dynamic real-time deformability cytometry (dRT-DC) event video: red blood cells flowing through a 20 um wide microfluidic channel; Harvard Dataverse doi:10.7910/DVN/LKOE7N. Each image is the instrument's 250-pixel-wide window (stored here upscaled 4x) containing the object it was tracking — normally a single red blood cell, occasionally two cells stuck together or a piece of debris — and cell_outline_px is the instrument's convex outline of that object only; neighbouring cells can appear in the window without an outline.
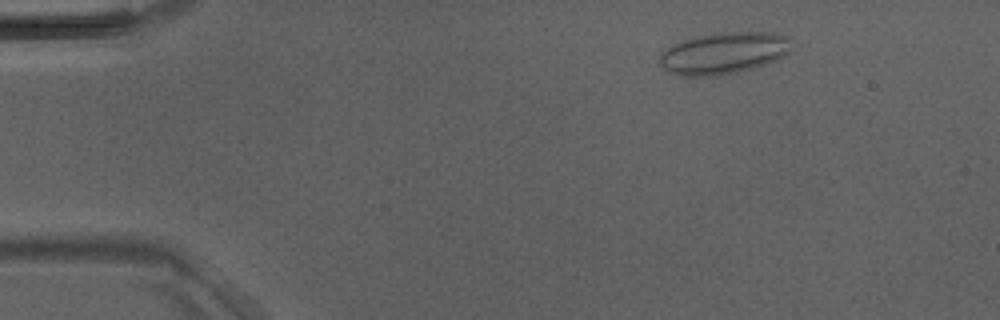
{"species": "Egyptian fruit bat (a non-hibernating species)", "species_latin": "Rousettus aegyptiacus", "temperature_condition": "room temperature", "stored_images_in_passage": 43, "camera_frame_rate_fps": 3000, "um_per_image_px": 0.085, "animal": {"sex": "male"}, "frame": {"image": 1, "passage_image": 5, "time_ms": 1.333, "image_size_px": [1000, 320], "cell_outline_px": [[792, 48], [788, 52], [776, 60], [752, 68], [716, 76], [676, 76], [668, 72], [660, 64], [660, 52], [672, 44], [680, 40], [700, 36], [724, 32], [772, 32], [784, 36]], "centroid_in_image_um": [61.44, 4.52], "position_along_channel_um": 23.6, "area_um2": 31.85}}
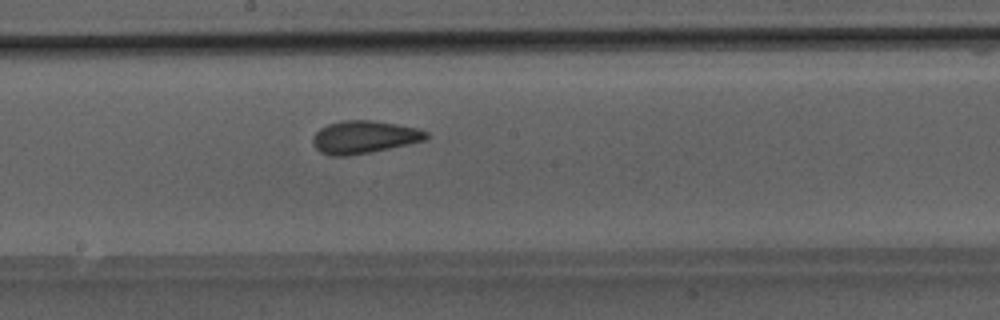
{"frame": {"image": 2, "passage_image": 23, "time_ms": 7.333, "image_size_px": [1000, 320], "cell_outline_px": [[432, 136], [424, 140], [408, 144], [348, 156], [332, 156], [320, 152], [316, 148], [312, 140], [312, 136], [320, 128], [328, 124], [344, 120], [372, 120], [420, 128], [428, 132]], "centroid_in_image_um": [30.96, 11.64], "position_along_channel_um": 217.2, "area_um2": 21.62}}
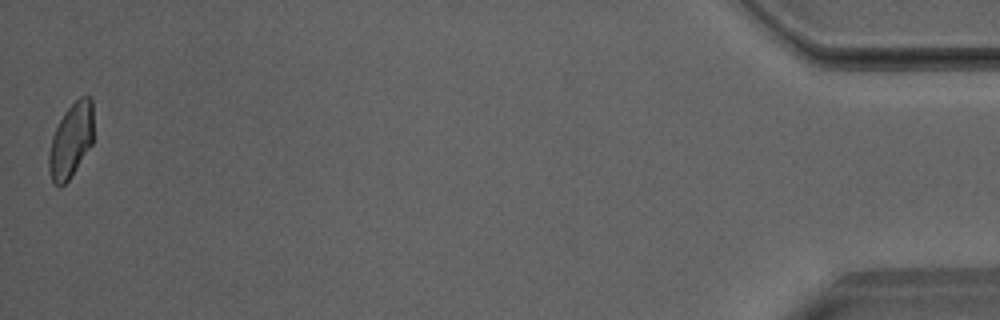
{"frame": {"image": 3, "passage_image": 43, "time_ms": 14.0, "image_size_px": [1000, 320], "cell_outline_px": [[92, 144], [68, 180], [60, 188], [52, 180], [48, 168], [48, 156], [52, 136], [64, 112], [80, 96], [92, 96]], "centroid_in_image_um": [6.02, 11.93], "position_along_channel_um": 429.2, "area_um2": 19.07}}